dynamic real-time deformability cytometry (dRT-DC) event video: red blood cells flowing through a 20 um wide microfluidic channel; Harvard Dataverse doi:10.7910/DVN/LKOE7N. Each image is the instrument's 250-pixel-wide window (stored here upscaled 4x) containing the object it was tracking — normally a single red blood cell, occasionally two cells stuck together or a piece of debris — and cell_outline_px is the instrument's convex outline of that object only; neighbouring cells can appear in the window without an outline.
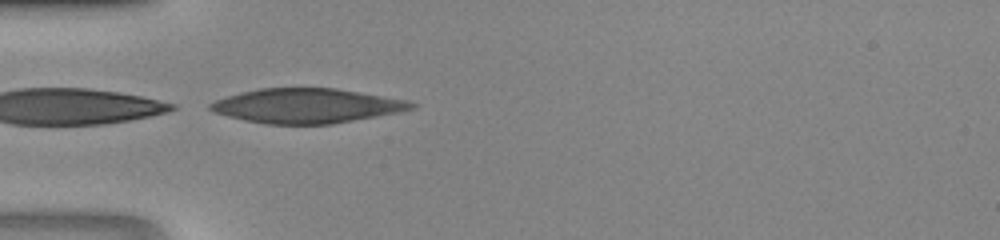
{"species": "human", "species_latin": "Homo sapiens", "temperature_condition": "room temperature", "stored_images_in_passage": 43, "camera_frame_rate_fps": 3000, "um_per_image_px": 0.085, "donor": {"sex": "male"}, "frame": {"image": 1, "passage_image": 12, "time_ms": 3.667, "image_size_px": [1000, 240], "cell_outline_px": [[416, 108], [400, 112], [332, 124], [264, 124], [244, 120], [228, 116], [216, 112], [208, 108], [208, 104], [216, 100], [240, 92], [260, 88], [336, 88], [408, 100], [416, 104]], "centroid_in_image_um": [26.09, 8.99], "position_along_channel_um": 58.9, "area_um2": 40.46}}
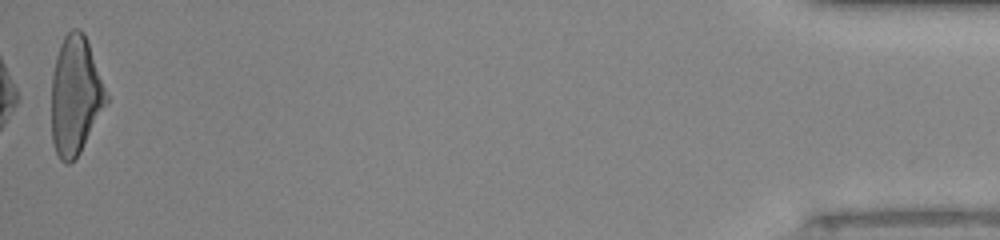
{"frame": {"image": 2, "passage_image": 43, "time_ms": 14.0, "image_size_px": [1000, 240], "cell_outline_px": [[108, 104], [80, 152], [68, 164], [64, 164], [60, 160], [56, 152], [52, 140], [52, 72], [56, 56], [60, 44], [64, 36], [72, 28], [80, 28], [84, 32], [88, 40], [108, 96]], "centroid_in_image_um": [6.42, 8.1], "position_along_channel_um": 428.8, "area_um2": 38.09}}